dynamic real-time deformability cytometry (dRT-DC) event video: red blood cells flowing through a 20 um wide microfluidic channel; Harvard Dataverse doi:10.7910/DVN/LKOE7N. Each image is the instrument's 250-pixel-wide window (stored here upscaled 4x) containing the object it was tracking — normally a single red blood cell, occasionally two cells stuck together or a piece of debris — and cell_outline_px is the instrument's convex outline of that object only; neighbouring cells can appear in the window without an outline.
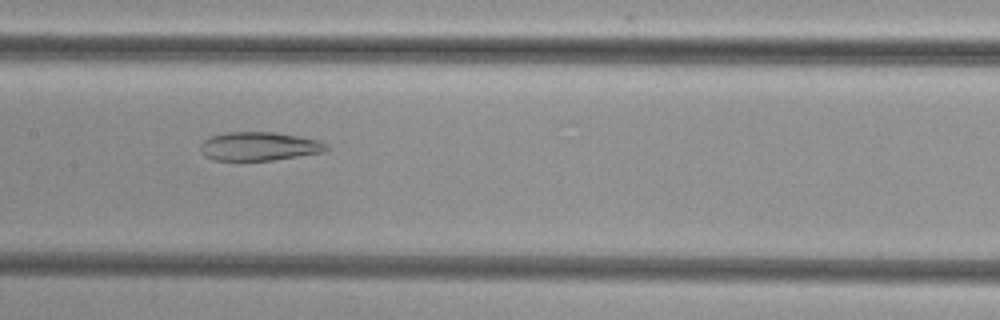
{"species": "common noctule bat (a hibernating species)", "species_latin": "Nyctalus noctula", "temperature_condition": "cold", "stored_images_in_passage": 39, "camera_frame_rate_fps": 3000, "um_per_image_px": 0.085, "animal": {"sex": "female", "body_mass_g": 29.2, "forearm_length_mm": 56.3}, "frame": {"image": 1, "passage_image": 18, "time_ms": 5.667, "image_size_px": [1000, 320], "cell_outline_px": [[328, 148], [324, 152], [272, 160], [212, 160], [204, 156], [200, 148], [200, 144], [204, 140], [212, 136], [224, 132], [276, 132], [316, 140], [328, 144]], "centroid_in_image_um": [21.99, 12.43], "position_along_channel_um": 185.4, "area_um2": 20.92}}
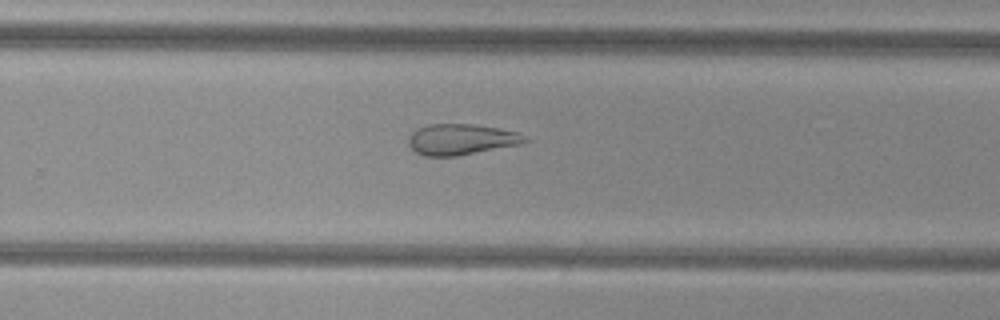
{"frame": {"image": 2, "passage_image": 26, "time_ms": 8.333, "image_size_px": [1000, 320], "cell_outline_px": [[532, 140], [520, 144], [456, 156], [424, 156], [416, 152], [408, 144], [408, 136], [416, 128], [428, 124], [476, 124], [516, 132]], "centroid_in_image_um": [39.17, 11.84], "position_along_channel_um": 290.6, "area_um2": 20.92}}
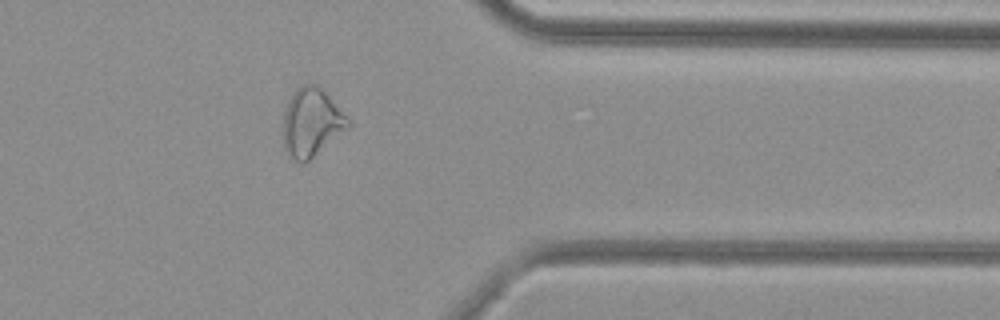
{"frame": {"image": 3, "passage_image": 34, "time_ms": 11.0, "image_size_px": [1000, 320], "cell_outline_px": [[348, 128], [304, 164], [300, 164], [284, 148], [284, 112], [288, 100], [296, 88], [304, 84], [320, 84], [348, 120]], "centroid_in_image_um": [26.45, 10.38], "position_along_channel_um": 384.9, "area_um2": 25.37}}